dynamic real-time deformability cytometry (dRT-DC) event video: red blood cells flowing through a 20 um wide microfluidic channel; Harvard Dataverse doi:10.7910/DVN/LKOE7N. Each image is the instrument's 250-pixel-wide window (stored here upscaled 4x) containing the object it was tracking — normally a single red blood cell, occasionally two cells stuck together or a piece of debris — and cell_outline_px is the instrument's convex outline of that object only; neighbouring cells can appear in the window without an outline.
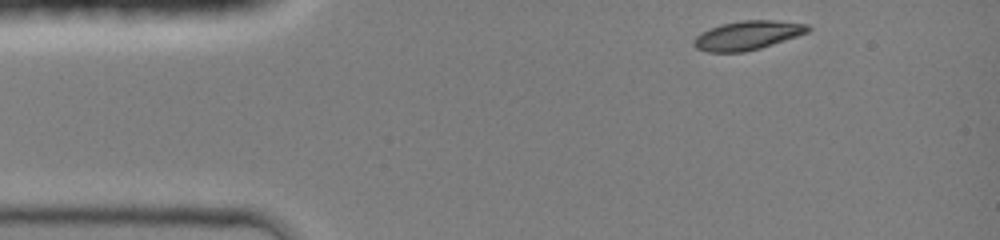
{"species": "common noctule bat (a hibernating species)", "species_latin": "Nyctalus noctula", "temperature_condition": "room temperature", "stored_images_in_passage": 12, "camera_frame_rate_fps": 3000, "um_per_image_px": 0.085, "animal": {"sex": "female", "body_mass_g": 19.0, "forearm_length_mm": 51.5}, "frame": {"image": 1, "passage_image": 1, "time_ms": 0.0, "image_size_px": [1000, 240], "cell_outline_px": [[812, 28], [808, 32], [760, 48], [744, 52], [708, 52], [696, 48], [692, 44], [692, 40], [700, 32], [720, 24], [744, 20], [772, 20], [808, 24]], "centroid_in_image_um": [63.5, 3.0], "position_along_channel_um": 21.5, "area_um2": 19.25}}
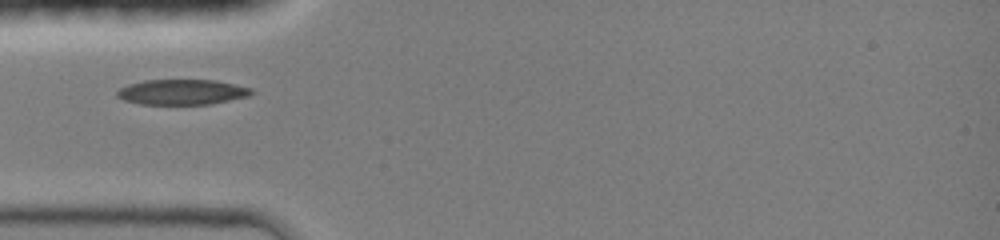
{"frame": {"image": 2, "passage_image": 7, "time_ms": 2.667, "image_size_px": [1000, 240], "cell_outline_px": [[256, 92], [248, 96], [212, 104], [140, 104], [124, 100], [116, 96], [116, 92], [120, 88], [128, 84], [144, 80], [216, 80], [252, 88]], "centroid_in_image_um": [15.48, 7.82], "position_along_channel_um": 69.5, "area_um2": 19.88}}
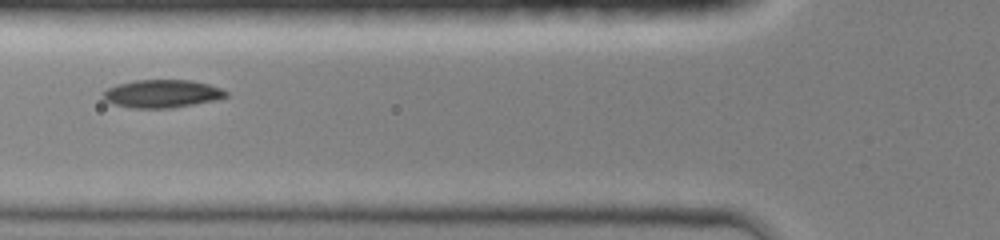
{"frame": {"image": 3, "passage_image": 10, "time_ms": 3.667, "image_size_px": [1000, 240], "cell_outline_px": [[228, 96], [216, 100], [172, 108], [132, 108], [112, 104], [104, 100], [100, 92], [116, 84], [136, 80], [192, 80], [208, 84], [220, 88], [228, 92]], "centroid_in_image_um": [13.73, 7.97], "position_along_channel_um": 112.1, "area_um2": 20.23}}